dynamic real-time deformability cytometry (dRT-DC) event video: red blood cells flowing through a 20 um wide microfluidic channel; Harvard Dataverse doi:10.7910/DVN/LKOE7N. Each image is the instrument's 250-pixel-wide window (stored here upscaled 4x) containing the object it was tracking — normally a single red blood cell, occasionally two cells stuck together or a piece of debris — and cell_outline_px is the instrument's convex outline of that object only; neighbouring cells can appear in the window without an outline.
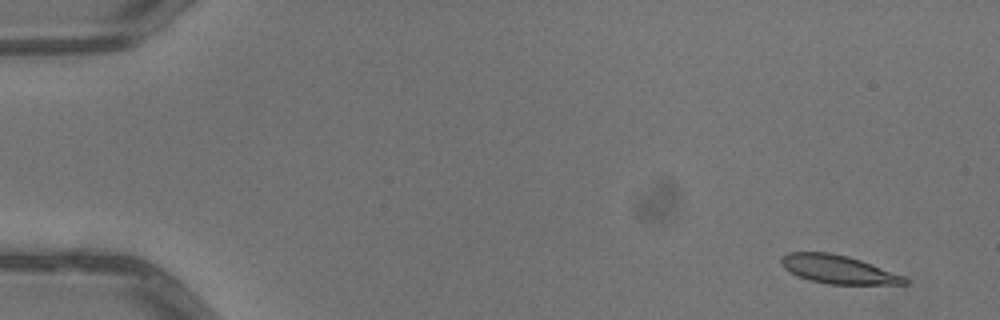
{"species": "common noctule bat (a hibernating species)", "species_latin": "Nyctalus noctula", "temperature_condition": "warm", "stored_images_in_passage": 7, "camera_frame_rate_fps": 3000, "um_per_image_px": 0.085, "animal": {"sex": "male", "body_mass_g": 13.3}, "frame": {"image": 1, "passage_image": 1, "time_ms": 0.0, "image_size_px": [1000, 320], "cell_outline_px": [[908, 284], [828, 284], [808, 280], [788, 272], [780, 264], [780, 256], [788, 252], [828, 252], [848, 256], [860, 260], [904, 276], [908, 280]], "centroid_in_image_um": [71.17, 22.89], "position_along_channel_um": 13.8, "area_um2": 20.46}}
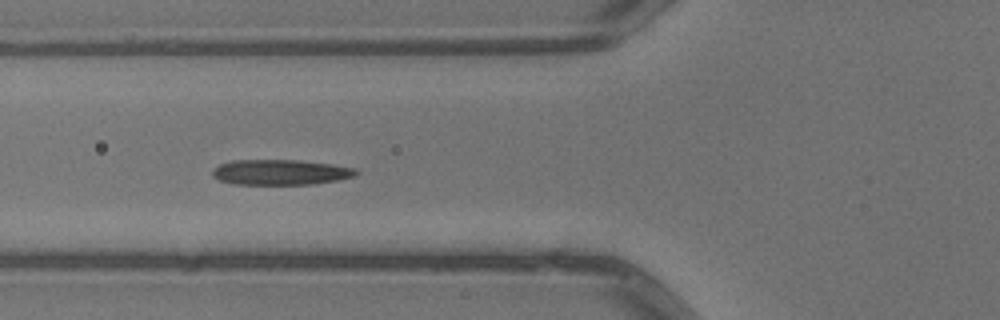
{"frame": {"image": 2, "passage_image": 6, "time_ms": 1.667, "image_size_px": [1000, 320], "cell_outline_px": [[360, 172], [356, 176], [340, 180], [312, 184], [232, 184], [220, 180], [212, 176], [212, 168], [220, 164], [232, 160], [296, 160], [332, 164], [356, 168]], "centroid_in_image_um": [23.86, 14.64], "position_along_channel_um": 101.9, "area_um2": 21.39}}
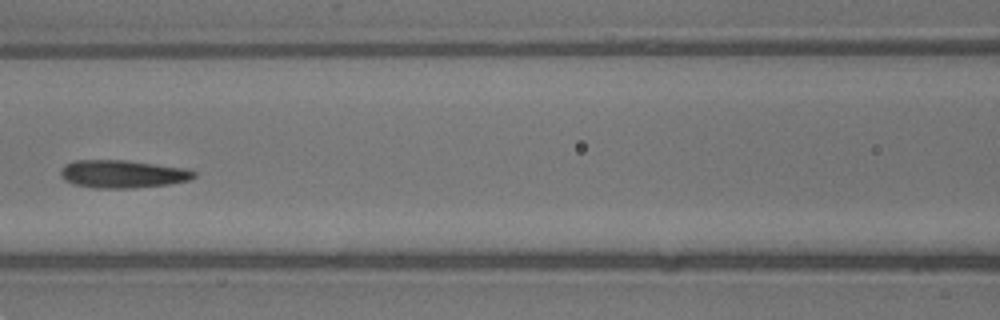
{"frame": {"image": 3, "passage_image": 7, "time_ms": 2.0, "image_size_px": [1000, 320], "cell_outline_px": [[196, 176], [192, 180], [172, 184], [132, 188], [96, 188], [72, 184], [64, 180], [60, 176], [60, 172], [64, 164], [72, 160], [124, 160], [184, 168], [196, 172]], "centroid_in_image_um": [10.41, 14.79], "position_along_channel_um": 156.2, "area_um2": 21.85}}